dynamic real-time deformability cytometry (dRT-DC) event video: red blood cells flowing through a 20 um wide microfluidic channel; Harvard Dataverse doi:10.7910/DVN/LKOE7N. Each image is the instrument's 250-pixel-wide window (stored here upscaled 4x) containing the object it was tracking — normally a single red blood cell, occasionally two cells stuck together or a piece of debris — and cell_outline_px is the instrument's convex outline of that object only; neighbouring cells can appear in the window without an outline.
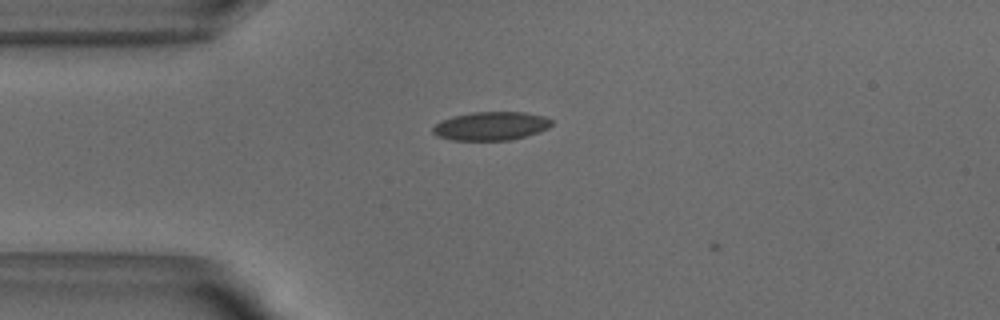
{"species": "common noctule bat (a hibernating species)", "species_latin": "Nyctalus noctula", "temperature_condition": "warm", "stored_images_in_passage": 2, "camera_frame_rate_fps": 3000, "um_per_image_px": 0.085, "animal": {"sex": "male", "body_mass_g": 18.8}, "frame": {"image": 1, "passage_image": 1, "time_ms": 0.0, "image_size_px": [1000, 320], "cell_outline_px": [[552, 124], [548, 128], [540, 132], [508, 140], [452, 140], [436, 136], [432, 132], [432, 128], [440, 120], [452, 116], [472, 112], [524, 112], [544, 116], [552, 120]], "centroid_in_image_um": [41.71, 10.71], "position_along_channel_um": 43.3, "area_um2": 19.83}}